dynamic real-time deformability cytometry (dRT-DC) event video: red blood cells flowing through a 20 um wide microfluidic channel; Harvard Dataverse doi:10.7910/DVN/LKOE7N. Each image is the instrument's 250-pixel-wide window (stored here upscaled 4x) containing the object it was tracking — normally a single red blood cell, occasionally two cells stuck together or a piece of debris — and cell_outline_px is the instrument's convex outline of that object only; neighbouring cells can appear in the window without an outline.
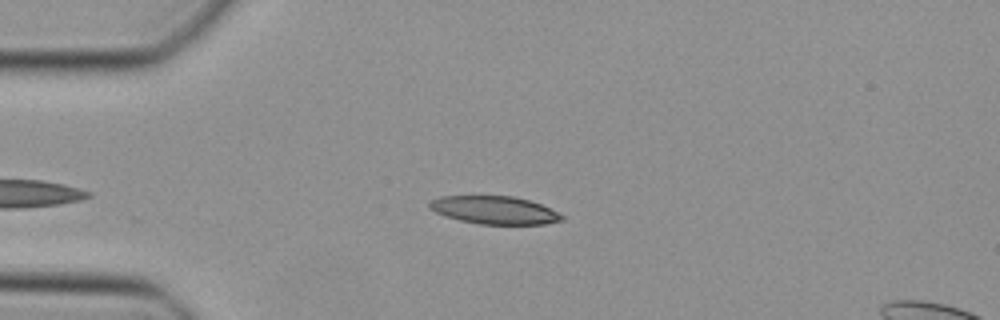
{"species": "Egyptian fruit bat (a non-hibernating species)", "species_latin": "Rousettus aegyptiacus", "temperature_condition": "cold", "stored_images_in_passage": 17, "camera_frame_rate_fps": 3000, "um_per_image_px": 0.085, "animal": {"sex": "female"}, "frame": {"image": 1, "passage_image": 3, "time_ms": 0.667, "image_size_px": [1000, 320], "cell_outline_px": [[564, 220], [544, 224], [480, 224], [460, 220], [444, 216], [428, 208], [428, 204], [432, 200], [440, 196], [512, 196], [528, 200], [540, 204], [564, 216]], "centroid_in_image_um": [42.0, 17.86], "position_along_channel_um": 43.0, "area_um2": 21.39}}
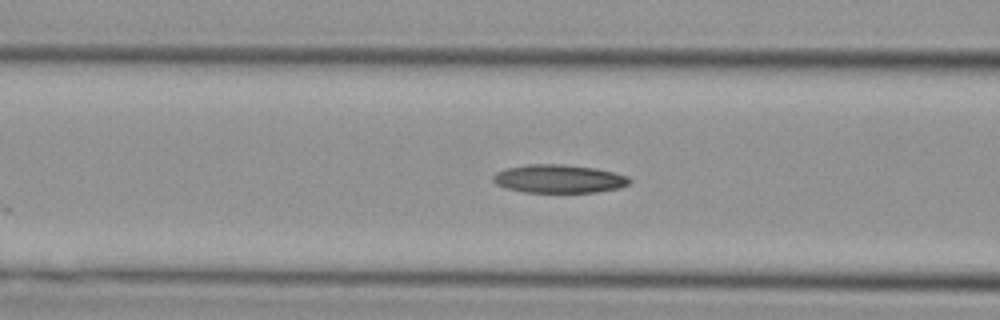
{"frame": {"image": 2, "passage_image": 10, "time_ms": 3.0, "image_size_px": [1000, 320], "cell_outline_px": [[632, 180], [628, 184], [620, 188], [596, 192], [524, 192], [504, 188], [496, 184], [492, 180], [492, 176], [496, 172], [508, 168], [528, 164], [560, 164], [596, 168], [628, 176]], "centroid_in_image_um": [47.49, 15.2], "position_along_channel_um": 119.1, "area_um2": 22.54}}
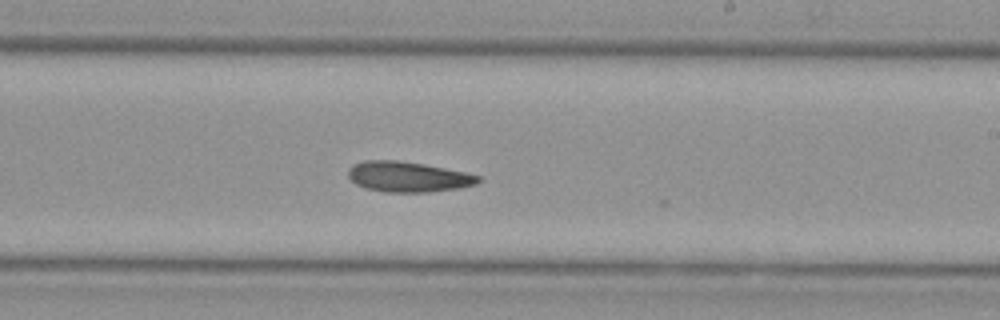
{"frame": {"image": 3, "passage_image": 15, "time_ms": 4.667, "image_size_px": [1000, 320], "cell_outline_px": [[480, 180], [476, 184], [460, 188], [428, 192], [384, 192], [364, 188], [356, 184], [348, 176], [348, 168], [352, 164], [364, 160], [396, 160], [424, 164], [464, 172], [480, 176]], "centroid_in_image_um": [34.64, 15.03], "position_along_channel_um": 254.4, "area_um2": 23.06}}